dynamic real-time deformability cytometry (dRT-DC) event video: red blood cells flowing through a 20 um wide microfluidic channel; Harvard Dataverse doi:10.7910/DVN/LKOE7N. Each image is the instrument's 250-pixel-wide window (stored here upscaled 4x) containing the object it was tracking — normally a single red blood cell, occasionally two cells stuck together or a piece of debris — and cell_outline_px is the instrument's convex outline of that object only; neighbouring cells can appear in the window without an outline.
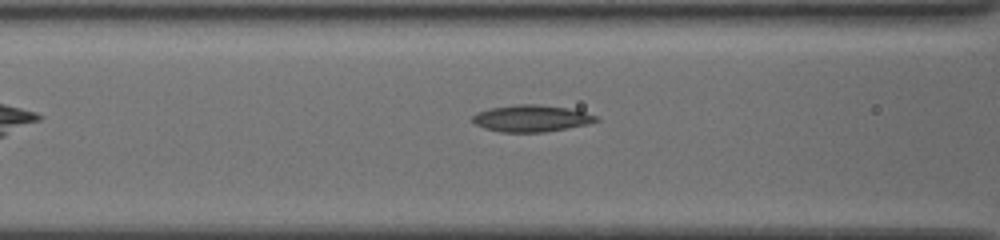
{"species": "common noctule bat (a hibernating species)", "species_latin": "Nyctalus noctula", "temperature_condition": "cold", "stored_images_in_passage": 10, "camera_frame_rate_fps": 3000, "um_per_image_px": 0.085, "animal": {"sex": "female", "body_mass_g": 19.5, "forearm_length_mm": 54.1}, "frame": {"image": 1, "passage_image": 5, "time_ms": 1.333, "image_size_px": [1000, 240], "cell_outline_px": [[600, 120], [584, 124], [544, 132], [500, 132], [484, 128], [476, 124], [472, 120], [472, 116], [480, 112], [492, 108], [516, 104], [536, 104], [564, 108], [584, 112], [596, 116]], "centroid_in_image_um": [45.12, 10.06], "position_along_channel_um": 121.5, "area_um2": 18.73}}
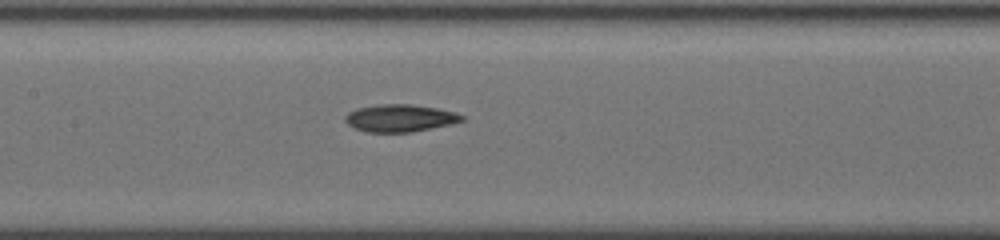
{"frame": {"image": 2, "passage_image": 9, "time_ms": 2.667, "image_size_px": [1000, 240], "cell_outline_px": [[464, 120], [448, 124], [412, 132], [368, 132], [356, 128], [348, 124], [344, 120], [348, 112], [360, 108], [384, 104], [408, 104], [436, 108], [452, 112], [464, 116]], "centroid_in_image_um": [33.98, 10.04], "position_along_channel_um": 173.4, "area_um2": 18.09}}